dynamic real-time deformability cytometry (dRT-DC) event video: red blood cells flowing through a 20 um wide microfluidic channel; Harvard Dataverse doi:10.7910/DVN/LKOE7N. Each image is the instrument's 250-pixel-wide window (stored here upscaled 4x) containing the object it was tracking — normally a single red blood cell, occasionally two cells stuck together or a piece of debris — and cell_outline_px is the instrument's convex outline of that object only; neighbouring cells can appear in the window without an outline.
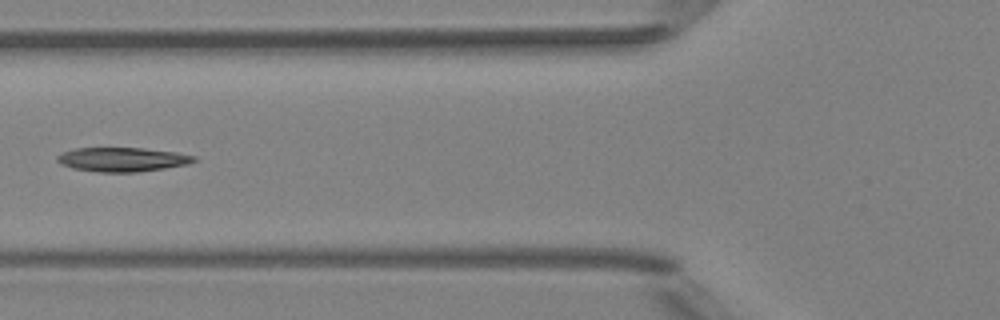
{"species": "Egyptian fruit bat (a non-hibernating species)", "species_latin": "Rousettus aegyptiacus", "temperature_condition": "room temperature", "stored_images_in_passage": 6, "camera_frame_rate_fps": 3000, "um_per_image_px": 0.085, "animal": {"sex": "female"}, "frame": {"image": 1, "passage_image": 6, "time_ms": 1.667, "image_size_px": [1000, 320], "cell_outline_px": [[196, 160], [188, 164], [164, 168], [136, 172], [96, 172], [72, 168], [60, 164], [56, 160], [56, 156], [60, 152], [76, 148], [144, 148], [176, 152], [196, 156]], "centroid_in_image_um": [10.35, 13.55], "position_along_channel_um": 115.4, "area_um2": 19.36}}